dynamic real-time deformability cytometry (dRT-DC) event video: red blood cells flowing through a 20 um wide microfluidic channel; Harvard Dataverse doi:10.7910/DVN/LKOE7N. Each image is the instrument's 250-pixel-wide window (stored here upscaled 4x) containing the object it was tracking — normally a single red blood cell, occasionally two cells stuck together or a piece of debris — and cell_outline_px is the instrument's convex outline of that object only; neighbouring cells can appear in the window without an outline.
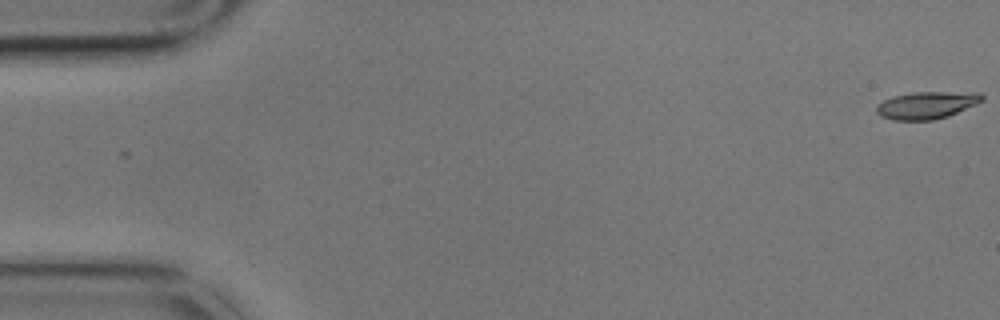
{"species": "common noctule bat (a hibernating species)", "species_latin": "Nyctalus noctula", "temperature_condition": "cold", "stored_images_in_passage": 9, "camera_frame_rate_fps": 3000, "um_per_image_px": 0.085, "animal": {"sex": "male", "body_mass_g": 17.9}, "frame": {"image": 1, "passage_image": 1, "time_ms": 0.0, "image_size_px": [1000, 320], "cell_outline_px": [[984, 100], [976, 104], [948, 116], [932, 120], [892, 120], [880, 116], [876, 112], [876, 104], [892, 96], [912, 92], [980, 92], [984, 96]], "centroid_in_image_um": [78.76, 8.93], "position_along_channel_um": 6.2, "area_um2": 16.94}}
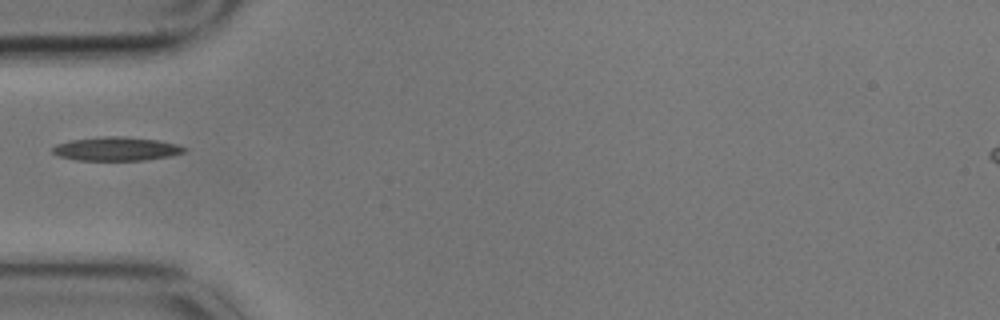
{"frame": {"image": 2, "passage_image": 6, "time_ms": 1.667, "image_size_px": [1000, 320], "cell_outline_px": [[188, 148], [184, 152], [168, 156], [144, 160], [76, 160], [60, 156], [52, 152], [52, 148], [56, 144], [72, 140], [104, 136], [124, 136], [156, 140], [176, 144]], "centroid_in_image_um": [9.88, 12.65], "position_along_channel_um": 75.1, "area_um2": 18.03}}
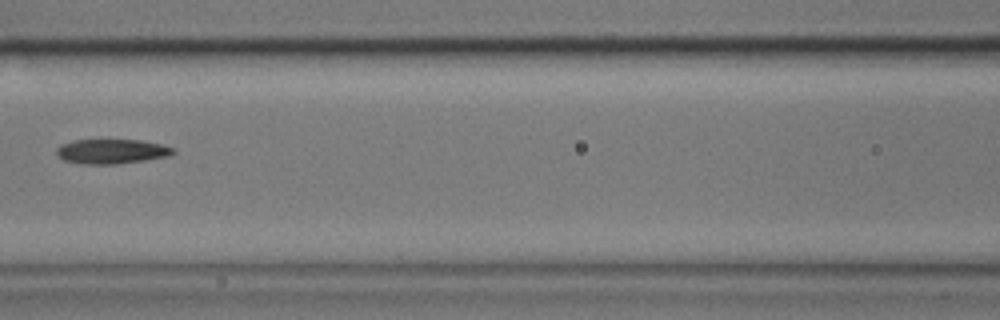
{"frame": {"image": 3, "passage_image": 8, "time_ms": 2.333, "image_size_px": [1000, 320], "cell_outline_px": [[176, 152], [168, 156], [144, 160], [116, 164], [84, 164], [64, 160], [56, 152], [56, 148], [60, 144], [72, 140], [140, 140], [160, 144], [172, 148]], "centroid_in_image_um": [9.46, 12.86], "position_along_channel_um": 157.1, "area_um2": 16.59}}